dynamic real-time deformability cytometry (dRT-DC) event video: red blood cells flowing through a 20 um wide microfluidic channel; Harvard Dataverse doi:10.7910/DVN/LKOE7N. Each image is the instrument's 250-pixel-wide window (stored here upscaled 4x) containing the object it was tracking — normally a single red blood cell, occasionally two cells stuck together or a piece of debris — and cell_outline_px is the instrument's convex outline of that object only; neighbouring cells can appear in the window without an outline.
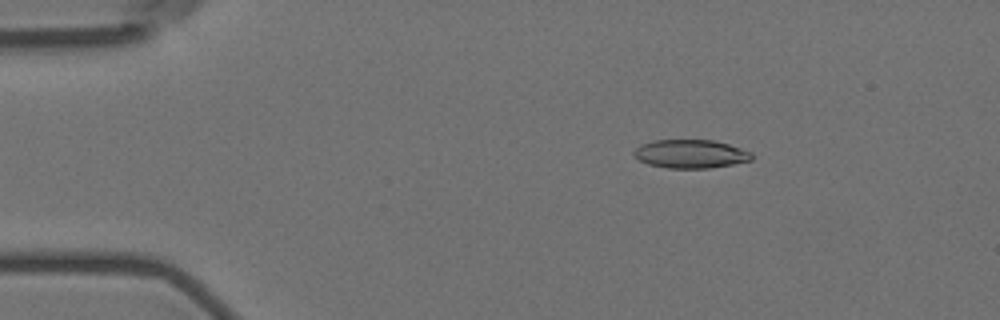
{"species": "Egyptian fruit bat (a non-hibernating species)", "species_latin": "Rousettus aegyptiacus", "temperature_condition": "room temperature", "stored_images_in_passage": 5, "camera_frame_rate_fps": 3000, "um_per_image_px": 0.085, "animal": {"sex": "female"}, "frame": {"image": 1, "passage_image": 3, "time_ms": 2.333, "image_size_px": [1000, 320], "cell_outline_px": [[752, 160], [732, 164], [708, 168], [668, 168], [648, 164], [640, 160], [632, 152], [640, 144], [656, 140], [712, 140], [728, 144], [752, 152]], "centroid_in_image_um": [58.7, 13.08], "position_along_channel_um": 26.3, "area_um2": 19.42}}